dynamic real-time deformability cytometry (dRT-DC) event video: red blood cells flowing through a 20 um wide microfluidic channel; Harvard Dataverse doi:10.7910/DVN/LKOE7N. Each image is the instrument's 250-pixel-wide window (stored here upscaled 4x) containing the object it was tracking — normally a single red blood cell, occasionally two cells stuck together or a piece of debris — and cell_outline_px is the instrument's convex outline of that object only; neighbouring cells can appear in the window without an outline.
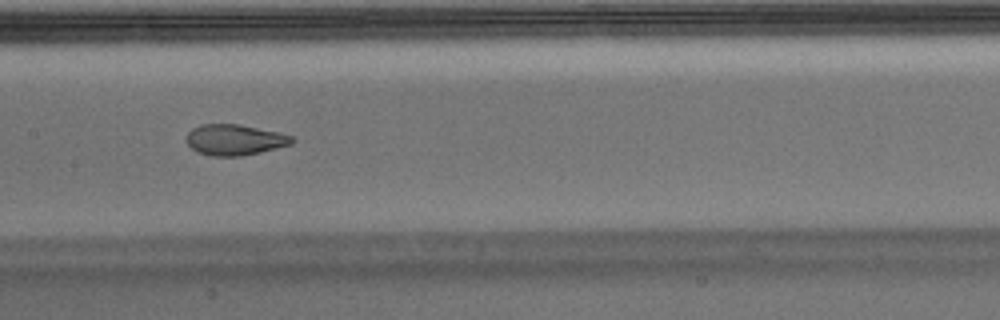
{"species": "Egyptian fruit bat (a non-hibernating species)", "species_latin": "Rousettus aegyptiacus", "temperature_condition": "warm", "stored_images_in_passage": 40, "camera_frame_rate_fps": 3000, "um_per_image_px": 0.085, "animal": {"sex": "male"}, "frame": {"image": 1, "passage_image": 12, "time_ms": 3.667, "image_size_px": [1000, 320], "cell_outline_px": [[296, 140], [292, 144], [260, 152], [240, 156], [212, 156], [196, 152], [184, 140], [188, 132], [192, 128], [200, 124], [240, 124], [280, 132], [296, 136]], "centroid_in_image_um": [19.97, 11.87], "position_along_channel_um": 187.4, "area_um2": 19.31}, "authors_computed_cell_mechanics": {"area_um2": 20.8658, "velocity_mm_per_s": 3.724, "shape_relaxation_time_tau1_ms": null, "shape_relaxation_time_tau2_ms": 1.2443, "deformation_change_tau1": null, "deformation_change_tau2": 0.0673}}